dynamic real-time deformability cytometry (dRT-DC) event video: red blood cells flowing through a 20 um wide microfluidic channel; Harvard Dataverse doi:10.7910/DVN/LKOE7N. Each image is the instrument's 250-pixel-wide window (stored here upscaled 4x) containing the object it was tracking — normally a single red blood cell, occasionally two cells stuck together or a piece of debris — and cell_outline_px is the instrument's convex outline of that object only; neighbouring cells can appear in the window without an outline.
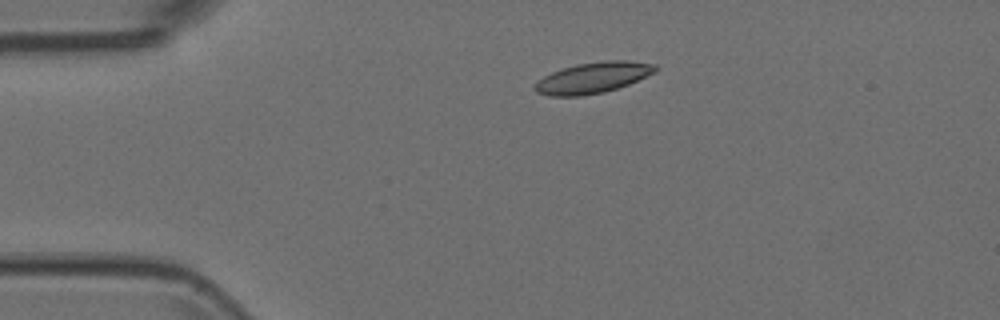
{"species": "Egyptian fruit bat (a non-hibernating species)", "species_latin": "Rousettus aegyptiacus", "temperature_condition": "room temperature", "stored_images_in_passage": 5, "camera_frame_rate_fps": 3000, "um_per_image_px": 0.085, "animal": {"sex": "female"}, "frame": {"image": 1, "passage_image": 3, "time_ms": 0.667, "image_size_px": [1000, 320], "cell_outline_px": [[656, 72], [628, 84], [604, 92], [580, 96], [548, 96], [536, 92], [532, 88], [544, 76], [560, 68], [576, 64], [608, 60], [624, 60], [656, 64]], "centroid_in_image_um": [50.38, 6.6], "position_along_channel_um": 34.6, "area_um2": 21.62}}
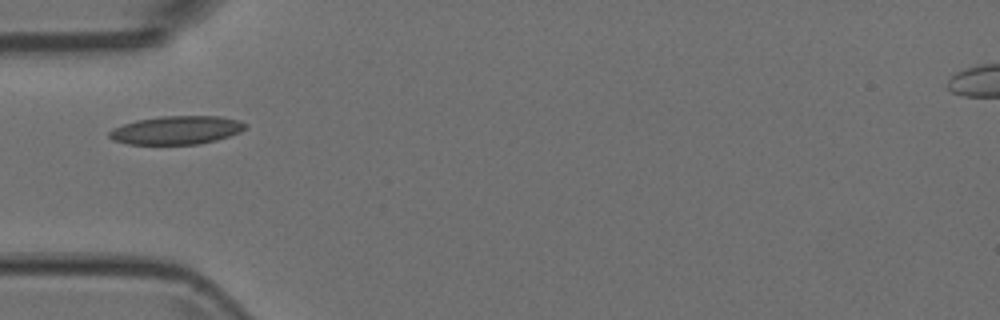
{"frame": {"image": 2, "passage_image": 5, "time_ms": 1.333, "image_size_px": [1000, 320], "cell_outline_px": [[248, 128], [240, 132], [216, 140], [200, 144], [128, 144], [112, 140], [108, 136], [108, 132], [112, 128], [136, 120], [160, 116], [220, 116], [240, 120], [248, 124]], "centroid_in_image_um": [15.02, 11.05], "position_along_channel_um": 70.0, "area_um2": 22.72}}